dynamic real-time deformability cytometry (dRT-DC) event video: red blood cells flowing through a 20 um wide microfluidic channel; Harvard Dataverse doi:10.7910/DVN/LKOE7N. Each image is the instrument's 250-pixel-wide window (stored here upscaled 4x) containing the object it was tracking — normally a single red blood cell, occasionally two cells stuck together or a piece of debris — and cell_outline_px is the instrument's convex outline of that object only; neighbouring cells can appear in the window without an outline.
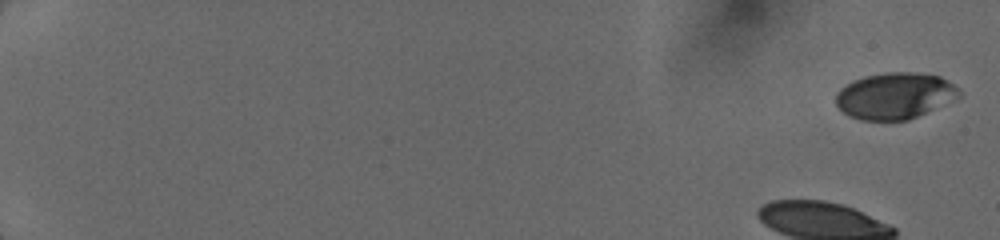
{"species": "human", "species_latin": "Homo sapiens", "temperature_condition": "cold", "stored_images_in_passage": 13, "camera_frame_rate_fps": 3000, "um_per_image_px": 0.085, "donor": {"sex": "female"}, "frame": {"image": 1, "passage_image": 1, "time_ms": 0.0, "image_size_px": [1000, 240], "cell_outline_px": [[960, 96], [956, 100], [908, 120], [860, 120], [848, 116], [836, 104], [836, 92], [840, 88], [852, 80], [864, 76], [888, 72], [916, 72], [940, 76], [952, 84], [960, 92]], "centroid_in_image_um": [76.05, 8.14], "position_along_channel_um": 8.9, "area_um2": 33.47}}